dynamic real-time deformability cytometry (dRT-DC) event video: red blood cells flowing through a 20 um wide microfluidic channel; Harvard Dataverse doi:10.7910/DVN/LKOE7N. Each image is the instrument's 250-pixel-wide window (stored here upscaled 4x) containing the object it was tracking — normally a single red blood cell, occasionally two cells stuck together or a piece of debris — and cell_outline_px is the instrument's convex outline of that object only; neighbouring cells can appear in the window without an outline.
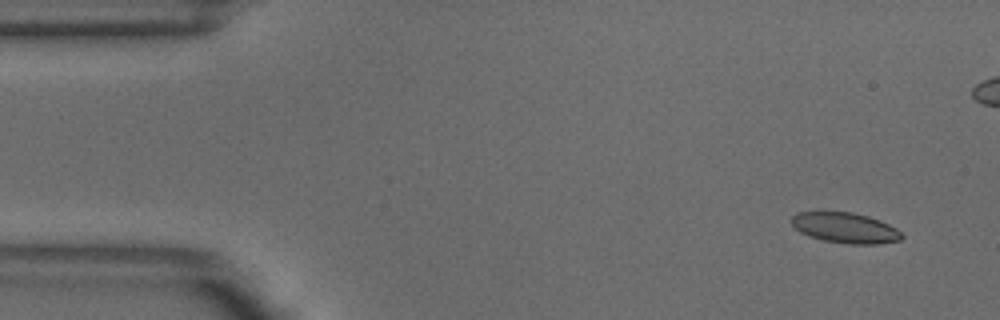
{"species": "common noctule bat (a hibernating species)", "species_latin": "Nyctalus noctula", "temperature_condition": "warm", "stored_images_in_passage": 5, "camera_frame_rate_fps": 3000, "um_per_image_px": 0.085, "animal": {"sex": "male", "body_mass_g": 18.8}, "frame": {"image": 1, "passage_image": 1, "time_ms": 0.0, "image_size_px": [1000, 320], "cell_outline_px": [[904, 236], [900, 240], [880, 244], [852, 244], [824, 240], [808, 236], [800, 232], [792, 224], [792, 216], [796, 212], [824, 208], [852, 212], [868, 216], [880, 220], [896, 228]], "centroid_in_image_um": [71.78, 19.31], "position_along_channel_um": 13.2, "area_um2": 20.29}}